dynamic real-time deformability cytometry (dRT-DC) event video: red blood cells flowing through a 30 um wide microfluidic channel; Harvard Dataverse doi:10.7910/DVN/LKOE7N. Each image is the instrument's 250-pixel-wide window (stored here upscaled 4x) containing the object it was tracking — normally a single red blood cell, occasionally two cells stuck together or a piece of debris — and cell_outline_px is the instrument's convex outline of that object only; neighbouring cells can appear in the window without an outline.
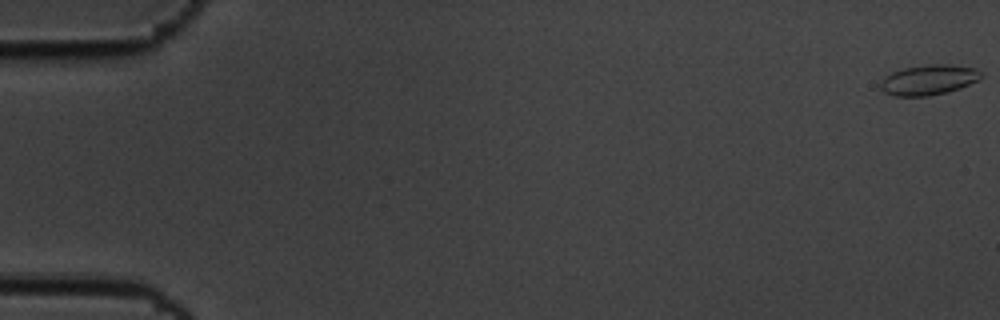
{"species": "common noctule bat (a hibernating species)", "species_latin": "Nyctalus noctula", "temperature_condition": "cold", "stored_images_in_passage": 59, "camera_frame_rate_fps": 3000, "um_per_image_px": 0.085, "animal": {"sex": "male", "body_mass_g": 19.5, "forearm_length_mm": 54.6}, "frame": {"image": 1, "passage_image": 1, "time_ms": 0.0, "image_size_px": [1000, 320], "cell_outline_px": [[980, 76], [976, 80], [960, 88], [948, 92], [928, 96], [892, 96], [884, 92], [880, 88], [880, 84], [884, 76], [892, 72], [904, 68], [928, 64], [948, 64], [976, 68], [980, 72]], "centroid_in_image_um": [78.88, 6.79], "position_along_channel_um": 6.1, "area_um2": 17.63}}
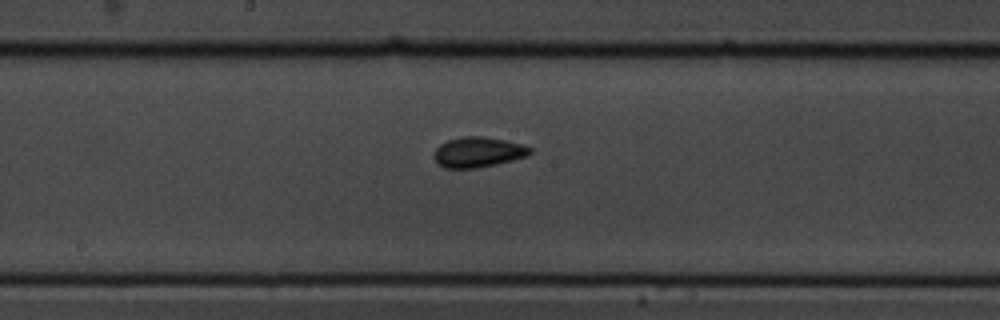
{"frame": {"image": 2, "passage_image": 32, "time_ms": 10.333, "image_size_px": [1000, 320], "cell_outline_px": [[532, 152], [528, 156], [496, 164], [476, 168], [444, 168], [432, 156], [436, 148], [440, 144], [448, 140], [464, 136], [480, 136], [504, 140], [520, 144], [532, 148]], "centroid_in_image_um": [40.63, 12.93], "position_along_channel_um": 207.6, "area_um2": 16.82}}
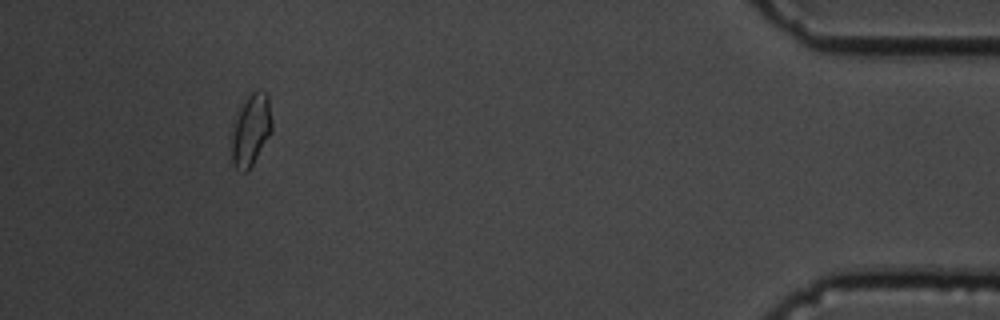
{"frame": {"image": 3, "passage_image": 55, "time_ms": 18.0, "image_size_px": [1000, 320], "cell_outline_px": [[272, 132], [252, 164], [244, 172], [240, 172], [232, 164], [232, 116], [248, 96], [256, 88], [264, 92], [268, 96], [272, 120]], "centroid_in_image_um": [21.3, 11.0], "position_along_channel_um": 413.9, "area_um2": 17.17}, "authors_computed_cell_mechanics": {"area_um2": 16.5308, "velocity_mm_per_s": 3.4621, "shape_relaxation_time_tau1_ms": 5.6819, "shape_relaxation_time_tau2_ms": 2.044, "deformation_change_tau1": 0.0816, "deformation_change_tau2": 0.0589}}